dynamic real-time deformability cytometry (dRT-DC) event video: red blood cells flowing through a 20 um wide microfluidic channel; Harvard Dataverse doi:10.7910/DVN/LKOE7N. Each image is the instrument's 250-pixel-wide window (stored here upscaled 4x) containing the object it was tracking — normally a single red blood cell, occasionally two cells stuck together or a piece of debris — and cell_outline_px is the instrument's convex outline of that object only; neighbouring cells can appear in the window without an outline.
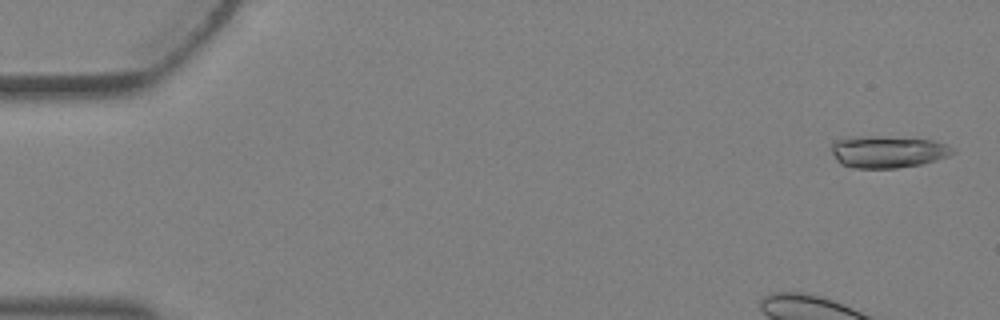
{"species": "Egyptian fruit bat (a non-hibernating species)", "species_latin": "Rousettus aegyptiacus", "temperature_condition": "warm", "stored_images_in_passage": 4, "camera_frame_rate_fps": 3000, "um_per_image_px": 0.085, "animal": {"sex": "female"}, "frame": {"image": 1, "passage_image": 1, "time_ms": 0.0, "image_size_px": [1000, 320], "cell_outline_px": [[956, 152], [948, 156], [936, 160], [920, 164], [896, 168], [852, 168], [840, 164], [836, 160], [832, 152], [832, 140], [860, 136], [880, 136], [932, 140], [948, 144]], "centroid_in_image_um": [75.44, 12.9], "position_along_channel_um": 9.6, "area_um2": 22.72}}